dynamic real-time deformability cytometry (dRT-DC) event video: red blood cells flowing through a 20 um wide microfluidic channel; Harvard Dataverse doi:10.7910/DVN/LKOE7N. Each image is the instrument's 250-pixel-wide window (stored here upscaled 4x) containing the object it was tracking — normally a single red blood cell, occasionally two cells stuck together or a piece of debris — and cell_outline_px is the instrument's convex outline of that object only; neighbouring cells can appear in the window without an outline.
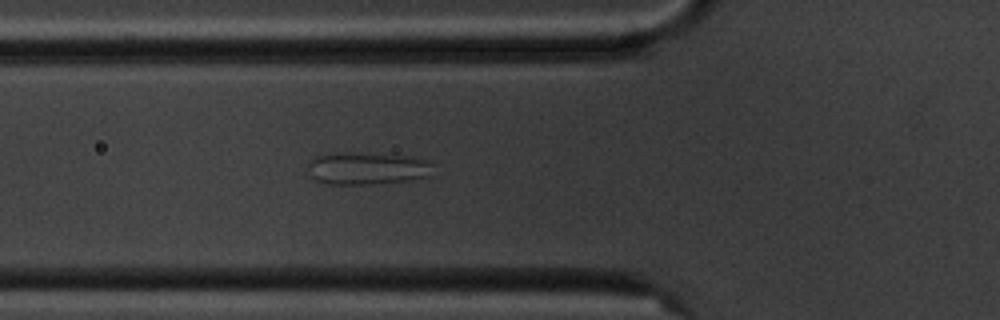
{"species": "common noctule bat (a hibernating species)", "species_latin": "Nyctalus noctula", "temperature_condition": "cold", "stored_images_in_passage": 6, "camera_frame_rate_fps": 3000, "um_per_image_px": 0.085, "animal": {"sex": "male", "body_mass_g": 20.1, "forearm_length_mm": 53.5}, "frame": {"image": 1, "passage_image": 6, "time_ms": 5.667, "image_size_px": [1000, 320], "cell_outline_px": [[432, 164], [428, 176], [412, 180], [372, 184], [328, 184], [316, 180], [312, 176], [308, 164], [308, 160], [316, 156], [328, 152], [360, 152], [408, 156], [428, 160]], "centroid_in_image_um": [31.17, 14.29], "position_along_channel_um": 94.6, "area_um2": 23.87}}